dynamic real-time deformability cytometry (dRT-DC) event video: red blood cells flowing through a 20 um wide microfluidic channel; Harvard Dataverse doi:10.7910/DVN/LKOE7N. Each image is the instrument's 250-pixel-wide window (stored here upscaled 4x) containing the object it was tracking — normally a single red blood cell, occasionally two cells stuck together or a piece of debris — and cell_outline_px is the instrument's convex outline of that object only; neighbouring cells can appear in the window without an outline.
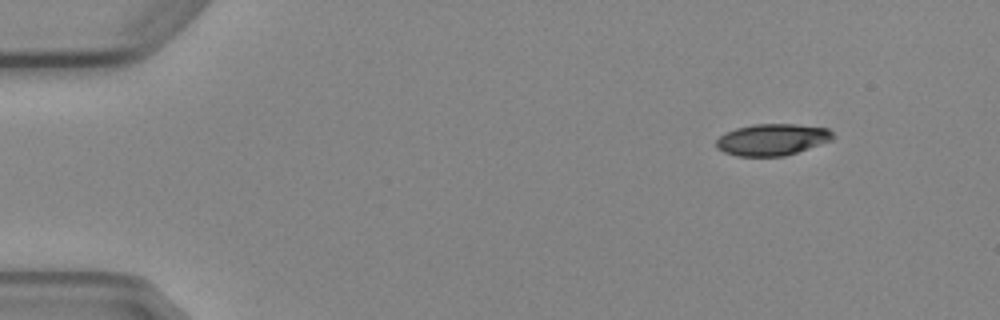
{"species": "Egyptian fruit bat (a non-hibernating species)", "species_latin": "Rousettus aegyptiacus", "temperature_condition": "cold", "stored_images_in_passage": 5, "camera_frame_rate_fps": 3000, "um_per_image_px": 0.085, "animal": {"sex": "female"}, "frame": {"image": 1, "passage_image": 1, "time_ms": 0.0, "image_size_px": [1000, 320], "cell_outline_px": [[836, 136], [832, 140], [784, 156], [736, 156], [724, 152], [716, 148], [716, 140], [724, 132], [736, 128], [752, 124], [796, 124], [828, 128]], "centroid_in_image_um": [65.62, 11.86], "position_along_channel_um": 19.4, "area_um2": 21.56}}
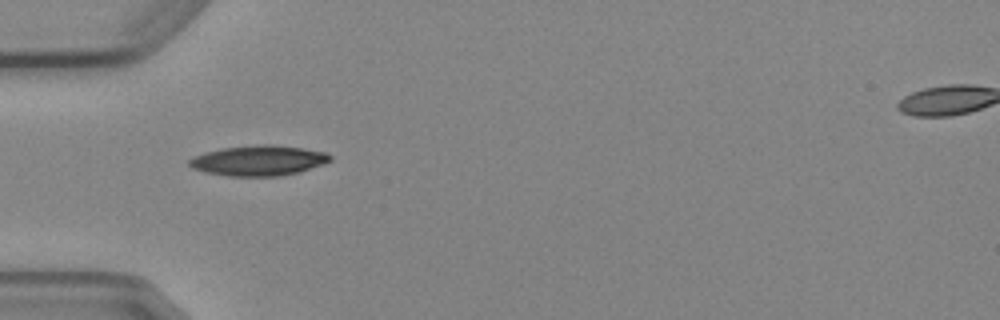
{"frame": {"image": 2, "passage_image": 4, "time_ms": 3.667, "image_size_px": [1000, 320], "cell_outline_px": [[332, 160], [324, 164], [300, 172], [280, 176], [228, 176], [204, 172], [192, 168], [188, 164], [188, 160], [204, 152], [220, 148], [260, 144], [272, 144], [300, 148], [324, 152], [332, 156]], "centroid_in_image_um": [21.97, 13.65], "position_along_channel_um": 63.0, "area_um2": 24.97}}
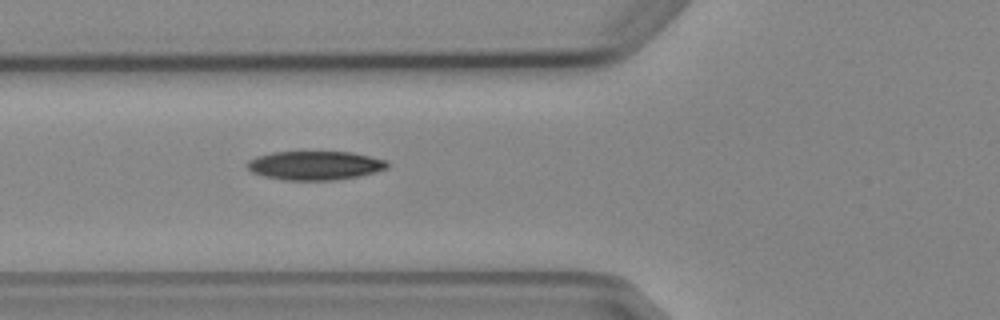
{"frame": {"image": 3, "passage_image": 5, "time_ms": 4.667, "image_size_px": [1000, 320], "cell_outline_px": [[388, 168], [360, 176], [336, 180], [284, 180], [264, 176], [252, 172], [244, 164], [248, 160], [256, 156], [272, 152], [352, 152], [388, 160]], "centroid_in_image_um": [26.77, 14.06], "position_along_channel_um": 99.0, "area_um2": 23.76}}